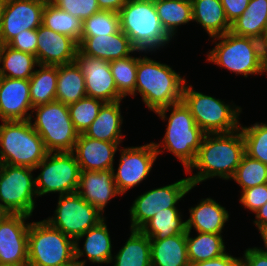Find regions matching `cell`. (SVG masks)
<instances>
[{"label":"cell","instance_id":"cell-49","mask_svg":"<svg viewBox=\"0 0 267 266\" xmlns=\"http://www.w3.org/2000/svg\"><path fill=\"white\" fill-rule=\"evenodd\" d=\"M253 221L256 228L267 226V202L261 206L255 213Z\"/></svg>","mask_w":267,"mask_h":266},{"label":"cell","instance_id":"cell-6","mask_svg":"<svg viewBox=\"0 0 267 266\" xmlns=\"http://www.w3.org/2000/svg\"><path fill=\"white\" fill-rule=\"evenodd\" d=\"M0 159L2 164L34 169L49 153L29 120L1 121Z\"/></svg>","mask_w":267,"mask_h":266},{"label":"cell","instance_id":"cell-4","mask_svg":"<svg viewBox=\"0 0 267 266\" xmlns=\"http://www.w3.org/2000/svg\"><path fill=\"white\" fill-rule=\"evenodd\" d=\"M211 40L215 46L207 52L206 62L245 78L249 75L265 74L266 57L260 40L239 36L230 31Z\"/></svg>","mask_w":267,"mask_h":266},{"label":"cell","instance_id":"cell-41","mask_svg":"<svg viewBox=\"0 0 267 266\" xmlns=\"http://www.w3.org/2000/svg\"><path fill=\"white\" fill-rule=\"evenodd\" d=\"M119 30V13L100 10L83 21L81 36L110 35Z\"/></svg>","mask_w":267,"mask_h":266},{"label":"cell","instance_id":"cell-28","mask_svg":"<svg viewBox=\"0 0 267 266\" xmlns=\"http://www.w3.org/2000/svg\"><path fill=\"white\" fill-rule=\"evenodd\" d=\"M152 266H190L186 234L150 240Z\"/></svg>","mask_w":267,"mask_h":266},{"label":"cell","instance_id":"cell-36","mask_svg":"<svg viewBox=\"0 0 267 266\" xmlns=\"http://www.w3.org/2000/svg\"><path fill=\"white\" fill-rule=\"evenodd\" d=\"M82 24L83 21L80 18L59 9L49 1L46 2L42 13V25L45 27L66 35L79 43L82 34Z\"/></svg>","mask_w":267,"mask_h":266},{"label":"cell","instance_id":"cell-26","mask_svg":"<svg viewBox=\"0 0 267 266\" xmlns=\"http://www.w3.org/2000/svg\"><path fill=\"white\" fill-rule=\"evenodd\" d=\"M192 20L201 25L209 38L221 36L231 29L221 0H191Z\"/></svg>","mask_w":267,"mask_h":266},{"label":"cell","instance_id":"cell-8","mask_svg":"<svg viewBox=\"0 0 267 266\" xmlns=\"http://www.w3.org/2000/svg\"><path fill=\"white\" fill-rule=\"evenodd\" d=\"M29 121L49 153L74 150L79 133L73 125L66 104L53 101L36 106L32 109Z\"/></svg>","mask_w":267,"mask_h":266},{"label":"cell","instance_id":"cell-10","mask_svg":"<svg viewBox=\"0 0 267 266\" xmlns=\"http://www.w3.org/2000/svg\"><path fill=\"white\" fill-rule=\"evenodd\" d=\"M35 170L29 167L2 164L0 168V205L9 214L32 216L38 198Z\"/></svg>","mask_w":267,"mask_h":266},{"label":"cell","instance_id":"cell-46","mask_svg":"<svg viewBox=\"0 0 267 266\" xmlns=\"http://www.w3.org/2000/svg\"><path fill=\"white\" fill-rule=\"evenodd\" d=\"M242 266H267V255L255 247H248L243 252Z\"/></svg>","mask_w":267,"mask_h":266},{"label":"cell","instance_id":"cell-34","mask_svg":"<svg viewBox=\"0 0 267 266\" xmlns=\"http://www.w3.org/2000/svg\"><path fill=\"white\" fill-rule=\"evenodd\" d=\"M154 5L164 30L173 39L178 26L193 22L191 0H154Z\"/></svg>","mask_w":267,"mask_h":266},{"label":"cell","instance_id":"cell-39","mask_svg":"<svg viewBox=\"0 0 267 266\" xmlns=\"http://www.w3.org/2000/svg\"><path fill=\"white\" fill-rule=\"evenodd\" d=\"M245 144V154L267 165V123L240 125Z\"/></svg>","mask_w":267,"mask_h":266},{"label":"cell","instance_id":"cell-30","mask_svg":"<svg viewBox=\"0 0 267 266\" xmlns=\"http://www.w3.org/2000/svg\"><path fill=\"white\" fill-rule=\"evenodd\" d=\"M180 208H166L156 213L148 220L140 230L147 235L150 240H163L177 234H186V220H182L183 215Z\"/></svg>","mask_w":267,"mask_h":266},{"label":"cell","instance_id":"cell-52","mask_svg":"<svg viewBox=\"0 0 267 266\" xmlns=\"http://www.w3.org/2000/svg\"><path fill=\"white\" fill-rule=\"evenodd\" d=\"M62 266H84V265L80 263L78 260L74 259L70 263L62 265Z\"/></svg>","mask_w":267,"mask_h":266},{"label":"cell","instance_id":"cell-24","mask_svg":"<svg viewBox=\"0 0 267 266\" xmlns=\"http://www.w3.org/2000/svg\"><path fill=\"white\" fill-rule=\"evenodd\" d=\"M195 207L189 208V218L186 220L187 231L222 234L225 223L230 218L226 207L211 197L200 199Z\"/></svg>","mask_w":267,"mask_h":266},{"label":"cell","instance_id":"cell-50","mask_svg":"<svg viewBox=\"0 0 267 266\" xmlns=\"http://www.w3.org/2000/svg\"><path fill=\"white\" fill-rule=\"evenodd\" d=\"M257 230L259 231V234L263 239L264 247H255V248H257L260 252L267 255V226L260 227Z\"/></svg>","mask_w":267,"mask_h":266},{"label":"cell","instance_id":"cell-1","mask_svg":"<svg viewBox=\"0 0 267 266\" xmlns=\"http://www.w3.org/2000/svg\"><path fill=\"white\" fill-rule=\"evenodd\" d=\"M245 154V144L239 129L229 133H206L194 163L186 171L192 187L209 178L230 180Z\"/></svg>","mask_w":267,"mask_h":266},{"label":"cell","instance_id":"cell-31","mask_svg":"<svg viewBox=\"0 0 267 266\" xmlns=\"http://www.w3.org/2000/svg\"><path fill=\"white\" fill-rule=\"evenodd\" d=\"M191 231H186V246L190 265L218 258L225 254V240L222 234L196 232L191 236Z\"/></svg>","mask_w":267,"mask_h":266},{"label":"cell","instance_id":"cell-29","mask_svg":"<svg viewBox=\"0 0 267 266\" xmlns=\"http://www.w3.org/2000/svg\"><path fill=\"white\" fill-rule=\"evenodd\" d=\"M86 96L85 77L76 61L58 65L56 101L69 105Z\"/></svg>","mask_w":267,"mask_h":266},{"label":"cell","instance_id":"cell-23","mask_svg":"<svg viewBox=\"0 0 267 266\" xmlns=\"http://www.w3.org/2000/svg\"><path fill=\"white\" fill-rule=\"evenodd\" d=\"M106 218L95 227L88 229L75 241V259L86 266L87 261L91 264H109L112 255V240L107 227ZM84 239L83 248L80 247L79 241ZM86 256L87 259H79Z\"/></svg>","mask_w":267,"mask_h":266},{"label":"cell","instance_id":"cell-44","mask_svg":"<svg viewBox=\"0 0 267 266\" xmlns=\"http://www.w3.org/2000/svg\"><path fill=\"white\" fill-rule=\"evenodd\" d=\"M7 45L13 49L36 55L37 29L24 30L20 32Z\"/></svg>","mask_w":267,"mask_h":266},{"label":"cell","instance_id":"cell-19","mask_svg":"<svg viewBox=\"0 0 267 266\" xmlns=\"http://www.w3.org/2000/svg\"><path fill=\"white\" fill-rule=\"evenodd\" d=\"M29 90V79L0 77L1 121L30 119L33 107Z\"/></svg>","mask_w":267,"mask_h":266},{"label":"cell","instance_id":"cell-2","mask_svg":"<svg viewBox=\"0 0 267 266\" xmlns=\"http://www.w3.org/2000/svg\"><path fill=\"white\" fill-rule=\"evenodd\" d=\"M167 111L170 115H167ZM155 114L162 121H168L166 132L159 143L153 141L158 155L165 150L172 153L182 163L184 171L194 163L205 133L195 123L189 108L180 101L163 107Z\"/></svg>","mask_w":267,"mask_h":266},{"label":"cell","instance_id":"cell-47","mask_svg":"<svg viewBox=\"0 0 267 266\" xmlns=\"http://www.w3.org/2000/svg\"><path fill=\"white\" fill-rule=\"evenodd\" d=\"M190 266H242V260L241 257H234L226 252L218 258L196 262Z\"/></svg>","mask_w":267,"mask_h":266},{"label":"cell","instance_id":"cell-11","mask_svg":"<svg viewBox=\"0 0 267 266\" xmlns=\"http://www.w3.org/2000/svg\"><path fill=\"white\" fill-rule=\"evenodd\" d=\"M37 169L41 170L35 177L38 197L77 192L81 170L73 152H50L34 168Z\"/></svg>","mask_w":267,"mask_h":266},{"label":"cell","instance_id":"cell-55","mask_svg":"<svg viewBox=\"0 0 267 266\" xmlns=\"http://www.w3.org/2000/svg\"><path fill=\"white\" fill-rule=\"evenodd\" d=\"M266 57V60H265V75H267V55L265 56Z\"/></svg>","mask_w":267,"mask_h":266},{"label":"cell","instance_id":"cell-16","mask_svg":"<svg viewBox=\"0 0 267 266\" xmlns=\"http://www.w3.org/2000/svg\"><path fill=\"white\" fill-rule=\"evenodd\" d=\"M48 0H6L0 23V45H7L24 30L37 29Z\"/></svg>","mask_w":267,"mask_h":266},{"label":"cell","instance_id":"cell-17","mask_svg":"<svg viewBox=\"0 0 267 266\" xmlns=\"http://www.w3.org/2000/svg\"><path fill=\"white\" fill-rule=\"evenodd\" d=\"M75 61L85 77V88L88 97L102 100L104 103L124 99L118 93L109 61L84 55L79 50Z\"/></svg>","mask_w":267,"mask_h":266},{"label":"cell","instance_id":"cell-37","mask_svg":"<svg viewBox=\"0 0 267 266\" xmlns=\"http://www.w3.org/2000/svg\"><path fill=\"white\" fill-rule=\"evenodd\" d=\"M135 56L136 55H130L125 58L116 59L109 62L110 70L114 77V82L118 93L124 99L127 96L134 97L138 66V56Z\"/></svg>","mask_w":267,"mask_h":266},{"label":"cell","instance_id":"cell-15","mask_svg":"<svg viewBox=\"0 0 267 266\" xmlns=\"http://www.w3.org/2000/svg\"><path fill=\"white\" fill-rule=\"evenodd\" d=\"M29 219L7 213L0 220V266H28Z\"/></svg>","mask_w":267,"mask_h":266},{"label":"cell","instance_id":"cell-32","mask_svg":"<svg viewBox=\"0 0 267 266\" xmlns=\"http://www.w3.org/2000/svg\"><path fill=\"white\" fill-rule=\"evenodd\" d=\"M267 23V0H250L243 14L231 23L230 32L261 40Z\"/></svg>","mask_w":267,"mask_h":266},{"label":"cell","instance_id":"cell-40","mask_svg":"<svg viewBox=\"0 0 267 266\" xmlns=\"http://www.w3.org/2000/svg\"><path fill=\"white\" fill-rule=\"evenodd\" d=\"M103 104L102 100L86 96L77 102L67 105L70 118L79 134H84L89 128Z\"/></svg>","mask_w":267,"mask_h":266},{"label":"cell","instance_id":"cell-38","mask_svg":"<svg viewBox=\"0 0 267 266\" xmlns=\"http://www.w3.org/2000/svg\"><path fill=\"white\" fill-rule=\"evenodd\" d=\"M240 190H245L267 183V165L244 154L241 163L236 168L233 177Z\"/></svg>","mask_w":267,"mask_h":266},{"label":"cell","instance_id":"cell-20","mask_svg":"<svg viewBox=\"0 0 267 266\" xmlns=\"http://www.w3.org/2000/svg\"><path fill=\"white\" fill-rule=\"evenodd\" d=\"M78 50L84 55L109 62L125 58L134 53L137 54L138 52L139 54L144 53V55L147 53L137 50L122 30L110 35L81 36L80 42L78 43Z\"/></svg>","mask_w":267,"mask_h":266},{"label":"cell","instance_id":"cell-33","mask_svg":"<svg viewBox=\"0 0 267 266\" xmlns=\"http://www.w3.org/2000/svg\"><path fill=\"white\" fill-rule=\"evenodd\" d=\"M38 65L35 55L0 45V77L30 79Z\"/></svg>","mask_w":267,"mask_h":266},{"label":"cell","instance_id":"cell-51","mask_svg":"<svg viewBox=\"0 0 267 266\" xmlns=\"http://www.w3.org/2000/svg\"><path fill=\"white\" fill-rule=\"evenodd\" d=\"M260 42L262 44L264 55L266 56L267 55V23H266L265 30H264V33L262 35Z\"/></svg>","mask_w":267,"mask_h":266},{"label":"cell","instance_id":"cell-5","mask_svg":"<svg viewBox=\"0 0 267 266\" xmlns=\"http://www.w3.org/2000/svg\"><path fill=\"white\" fill-rule=\"evenodd\" d=\"M118 13L120 30L137 50L153 54L174 40L164 30L154 0H128Z\"/></svg>","mask_w":267,"mask_h":266},{"label":"cell","instance_id":"cell-14","mask_svg":"<svg viewBox=\"0 0 267 266\" xmlns=\"http://www.w3.org/2000/svg\"><path fill=\"white\" fill-rule=\"evenodd\" d=\"M119 152L118 168L113 167L112 170L117 190L122 196L147 179L158 154L152 141L141 146L121 147Z\"/></svg>","mask_w":267,"mask_h":266},{"label":"cell","instance_id":"cell-7","mask_svg":"<svg viewBox=\"0 0 267 266\" xmlns=\"http://www.w3.org/2000/svg\"><path fill=\"white\" fill-rule=\"evenodd\" d=\"M182 101L189 108L195 123L206 133H229L240 128L242 107L195 91L187 82L183 88ZM233 102V103H232Z\"/></svg>","mask_w":267,"mask_h":266},{"label":"cell","instance_id":"cell-35","mask_svg":"<svg viewBox=\"0 0 267 266\" xmlns=\"http://www.w3.org/2000/svg\"><path fill=\"white\" fill-rule=\"evenodd\" d=\"M29 79L32 107L56 101L58 66L38 65Z\"/></svg>","mask_w":267,"mask_h":266},{"label":"cell","instance_id":"cell-25","mask_svg":"<svg viewBox=\"0 0 267 266\" xmlns=\"http://www.w3.org/2000/svg\"><path fill=\"white\" fill-rule=\"evenodd\" d=\"M121 102L123 101L104 103L84 135L101 141L122 143L125 134L122 135L124 118L121 114Z\"/></svg>","mask_w":267,"mask_h":266},{"label":"cell","instance_id":"cell-53","mask_svg":"<svg viewBox=\"0 0 267 266\" xmlns=\"http://www.w3.org/2000/svg\"><path fill=\"white\" fill-rule=\"evenodd\" d=\"M6 0H0V23H1V17L3 15V9L5 6Z\"/></svg>","mask_w":267,"mask_h":266},{"label":"cell","instance_id":"cell-54","mask_svg":"<svg viewBox=\"0 0 267 266\" xmlns=\"http://www.w3.org/2000/svg\"><path fill=\"white\" fill-rule=\"evenodd\" d=\"M7 214V212L0 205V220Z\"/></svg>","mask_w":267,"mask_h":266},{"label":"cell","instance_id":"cell-22","mask_svg":"<svg viewBox=\"0 0 267 266\" xmlns=\"http://www.w3.org/2000/svg\"><path fill=\"white\" fill-rule=\"evenodd\" d=\"M77 193L103 215L105 207L111 202V199L121 195L117 190L112 169L101 171L81 170Z\"/></svg>","mask_w":267,"mask_h":266},{"label":"cell","instance_id":"cell-42","mask_svg":"<svg viewBox=\"0 0 267 266\" xmlns=\"http://www.w3.org/2000/svg\"><path fill=\"white\" fill-rule=\"evenodd\" d=\"M59 9L80 18L82 21L100 11L97 0H48Z\"/></svg>","mask_w":267,"mask_h":266},{"label":"cell","instance_id":"cell-9","mask_svg":"<svg viewBox=\"0 0 267 266\" xmlns=\"http://www.w3.org/2000/svg\"><path fill=\"white\" fill-rule=\"evenodd\" d=\"M75 259V241L46 220L30 222L28 266H62Z\"/></svg>","mask_w":267,"mask_h":266},{"label":"cell","instance_id":"cell-21","mask_svg":"<svg viewBox=\"0 0 267 266\" xmlns=\"http://www.w3.org/2000/svg\"><path fill=\"white\" fill-rule=\"evenodd\" d=\"M120 144L93 139L79 134L72 151L80 170L101 171L114 167V157ZM119 147V148H118Z\"/></svg>","mask_w":267,"mask_h":266},{"label":"cell","instance_id":"cell-12","mask_svg":"<svg viewBox=\"0 0 267 266\" xmlns=\"http://www.w3.org/2000/svg\"><path fill=\"white\" fill-rule=\"evenodd\" d=\"M57 201L54 214L44 220L74 240L105 219L77 192L60 195Z\"/></svg>","mask_w":267,"mask_h":266},{"label":"cell","instance_id":"cell-43","mask_svg":"<svg viewBox=\"0 0 267 266\" xmlns=\"http://www.w3.org/2000/svg\"><path fill=\"white\" fill-rule=\"evenodd\" d=\"M239 203L247 211L255 213L267 202V183L240 191Z\"/></svg>","mask_w":267,"mask_h":266},{"label":"cell","instance_id":"cell-18","mask_svg":"<svg viewBox=\"0 0 267 266\" xmlns=\"http://www.w3.org/2000/svg\"><path fill=\"white\" fill-rule=\"evenodd\" d=\"M78 43L44 25L37 28L36 59L40 65L58 66L75 62Z\"/></svg>","mask_w":267,"mask_h":266},{"label":"cell","instance_id":"cell-48","mask_svg":"<svg viewBox=\"0 0 267 266\" xmlns=\"http://www.w3.org/2000/svg\"><path fill=\"white\" fill-rule=\"evenodd\" d=\"M128 0H97L100 10L119 12Z\"/></svg>","mask_w":267,"mask_h":266},{"label":"cell","instance_id":"cell-27","mask_svg":"<svg viewBox=\"0 0 267 266\" xmlns=\"http://www.w3.org/2000/svg\"><path fill=\"white\" fill-rule=\"evenodd\" d=\"M130 236L110 261L113 266H152L150 238L140 229H130Z\"/></svg>","mask_w":267,"mask_h":266},{"label":"cell","instance_id":"cell-45","mask_svg":"<svg viewBox=\"0 0 267 266\" xmlns=\"http://www.w3.org/2000/svg\"><path fill=\"white\" fill-rule=\"evenodd\" d=\"M250 0H221L226 17L230 23L240 17L246 10Z\"/></svg>","mask_w":267,"mask_h":266},{"label":"cell","instance_id":"cell-3","mask_svg":"<svg viewBox=\"0 0 267 266\" xmlns=\"http://www.w3.org/2000/svg\"><path fill=\"white\" fill-rule=\"evenodd\" d=\"M143 56H138L134 96L140 94L142 102L152 112L182 101L185 76L166 63Z\"/></svg>","mask_w":267,"mask_h":266},{"label":"cell","instance_id":"cell-13","mask_svg":"<svg viewBox=\"0 0 267 266\" xmlns=\"http://www.w3.org/2000/svg\"><path fill=\"white\" fill-rule=\"evenodd\" d=\"M193 189L188 177L138 195L129 210L130 228L140 229L156 213L178 204Z\"/></svg>","mask_w":267,"mask_h":266}]
</instances>
